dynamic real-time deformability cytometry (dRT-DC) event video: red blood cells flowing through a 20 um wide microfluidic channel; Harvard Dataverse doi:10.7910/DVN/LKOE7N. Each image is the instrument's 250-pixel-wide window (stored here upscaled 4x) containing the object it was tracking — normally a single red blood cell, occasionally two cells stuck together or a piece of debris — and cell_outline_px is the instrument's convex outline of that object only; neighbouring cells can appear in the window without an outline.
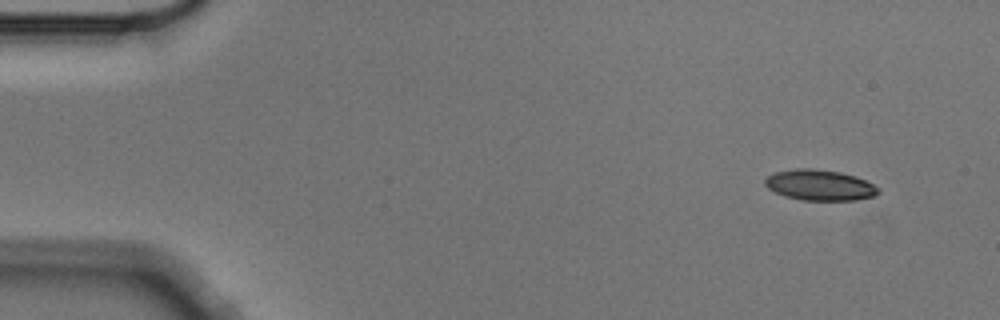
{"species": "Egyptian fruit bat (a non-hibernating species)", "species_latin": "Rousettus aegyptiacus", "temperature_condition": "cold", "stored_images_in_passage": 4, "camera_frame_rate_fps": 3000, "um_per_image_px": 0.085, "animal": {"sex": "male"}, "frame": {"image": 1, "passage_image": 1, "time_ms": 0.0, "image_size_px": [1000, 320], "cell_outline_px": [[880, 192], [876, 196], [856, 200], [804, 200], [784, 196], [768, 188], [764, 184], [764, 180], [768, 176], [776, 172], [796, 168], [816, 168], [840, 172], [856, 176], [880, 188]], "centroid_in_image_um": [69.7, 15.73], "position_along_channel_um": 15.3, "area_um2": 20.35}}
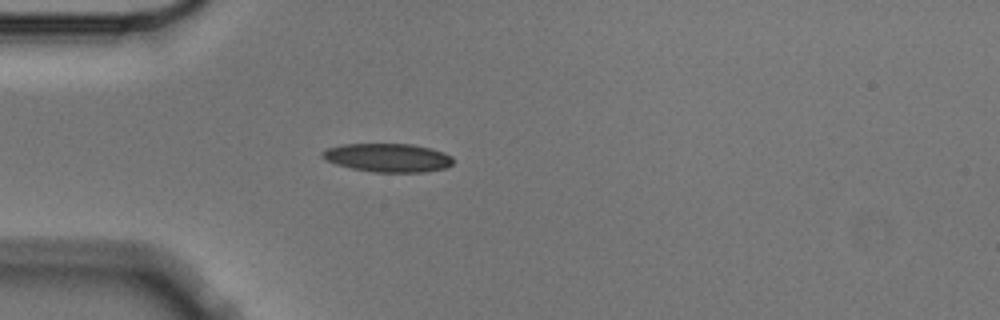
{"frame": {"image": 2, "passage_image": 4, "time_ms": 1.0, "image_size_px": [1000, 320], "cell_outline_px": [[452, 164], [444, 168], [424, 172], [372, 172], [352, 168], [336, 164], [324, 160], [320, 156], [320, 152], [328, 148], [344, 144], [412, 144], [432, 148], [444, 152], [452, 156]], "centroid_in_image_um": [32.95, 13.4], "position_along_channel_um": 52.1, "area_um2": 21.85}}